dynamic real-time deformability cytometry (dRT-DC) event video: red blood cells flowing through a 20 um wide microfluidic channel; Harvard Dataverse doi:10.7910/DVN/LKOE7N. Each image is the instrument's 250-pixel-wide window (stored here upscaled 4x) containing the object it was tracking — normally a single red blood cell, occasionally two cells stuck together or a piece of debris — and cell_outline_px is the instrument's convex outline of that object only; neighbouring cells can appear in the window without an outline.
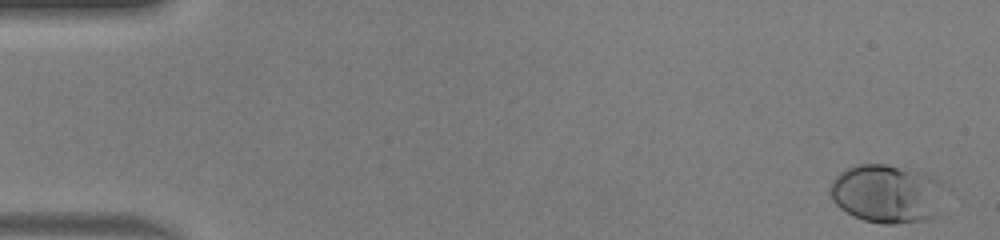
{"species": "human", "species_latin": "Homo sapiens", "temperature_condition": "warm", "stored_images_in_passage": 50, "camera_frame_rate_fps": 3000, "um_per_image_px": 0.085, "donor": {"sex": "male"}, "frame": {"image": 1, "passage_image": 2, "time_ms": 0.333, "image_size_px": [1000, 240], "cell_outline_px": [[940, 180], [932, 216], [924, 220], [892, 224], [884, 224], [864, 220], [840, 208], [832, 200], [832, 180], [840, 172], [848, 168], [860, 164], [884, 164], [924, 172]], "centroid_in_image_um": [75.27, 16.44], "position_along_channel_um": 9.7, "area_um2": 37.57}}
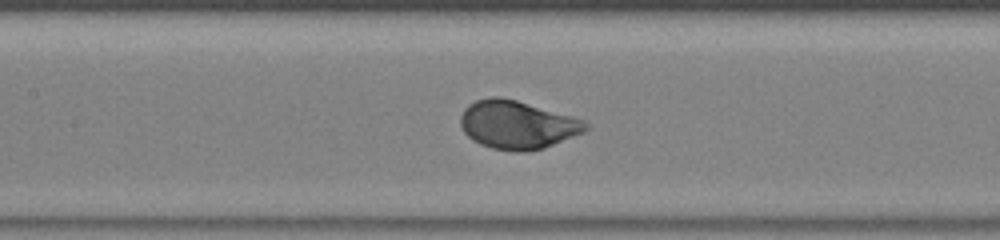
{"frame": {"image": 2, "passage_image": 24, "time_ms": 7.667, "image_size_px": [1000, 240], "cell_outline_px": [[588, 128], [584, 132], [544, 148], [524, 152], [516, 152], [492, 148], [480, 144], [472, 140], [464, 132], [460, 124], [460, 116], [464, 108], [468, 104], [476, 100], [492, 96], [500, 96], [516, 100], [572, 116], [584, 120], [588, 124]], "centroid_in_image_um": [43.95, 10.6], "position_along_channel_um": 163.5, "area_um2": 35.26}}
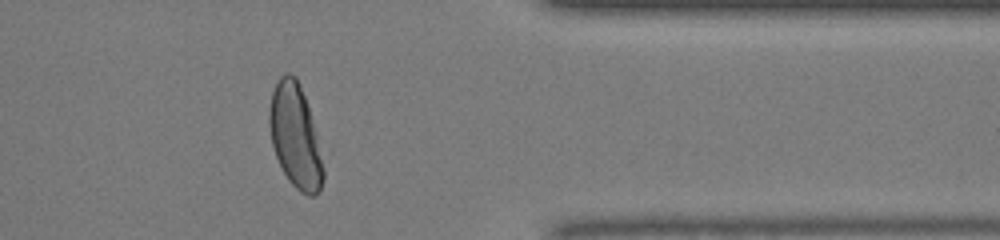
{"frame": {"image": 3, "passage_image": 41, "time_ms": 13.333, "image_size_px": [1000, 240], "cell_outline_px": [[324, 180], [320, 192], [316, 196], [308, 196], [300, 192], [288, 180], [276, 156], [272, 144], [268, 124], [268, 108], [272, 92], [276, 80], [284, 72], [288, 72], [296, 76], [300, 84], [324, 148]], "centroid_in_image_um": [25.15, 11.57], "position_along_channel_um": 386.3, "area_um2": 33.87}, "authors_computed_cell_mechanics": {"area_um2": 34.4488, "velocity_mm_per_s": 4.1863, "shape_relaxation_time_tau1_ms": 1.9284, "shape_relaxation_time_tau2_ms": null, "deformation_change_tau1": 0.1576, "deformation_change_tau2": null}}